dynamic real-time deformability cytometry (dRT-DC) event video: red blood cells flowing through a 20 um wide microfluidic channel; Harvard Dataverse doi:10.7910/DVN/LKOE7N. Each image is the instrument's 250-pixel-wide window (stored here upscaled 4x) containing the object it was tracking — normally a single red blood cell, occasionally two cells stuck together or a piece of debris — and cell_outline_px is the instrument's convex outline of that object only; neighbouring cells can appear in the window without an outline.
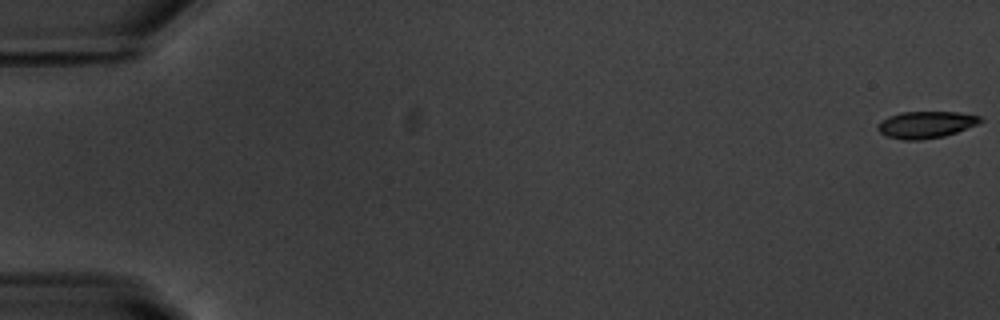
{"species": "common noctule bat (a hibernating species)", "species_latin": "Nyctalus noctula", "temperature_condition": "warm", "stored_images_in_passage": 55, "camera_frame_rate_fps": 3000, "um_per_image_px": 0.085, "animal": {"sex": "male", "body_mass_g": 20.1, "forearm_length_mm": 53.5}, "frame": {"image": 1, "passage_image": 1, "time_ms": 0.0, "image_size_px": [1000, 320], "cell_outline_px": [[984, 120], [976, 124], [956, 132], [944, 136], [920, 140], [904, 140], [888, 136], [880, 132], [876, 128], [888, 116], [900, 112], [960, 112], [980, 116]], "centroid_in_image_um": [78.72, 10.59], "position_along_channel_um": 6.3, "area_um2": 15.84}}
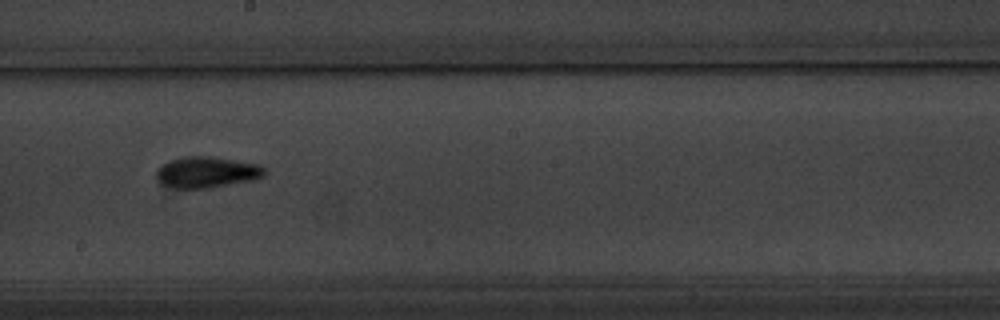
{"frame": {"image": 2, "passage_image": 32, "time_ms": 10.333, "image_size_px": [1000, 320], "cell_outline_px": [[268, 172], [264, 176], [252, 180], [208, 188], [176, 188], [164, 184], [156, 176], [156, 172], [168, 160], [184, 156], [212, 156], [260, 164]], "centroid_in_image_um": [17.63, 14.62], "position_along_channel_um": 230.6, "area_um2": 19.54}}
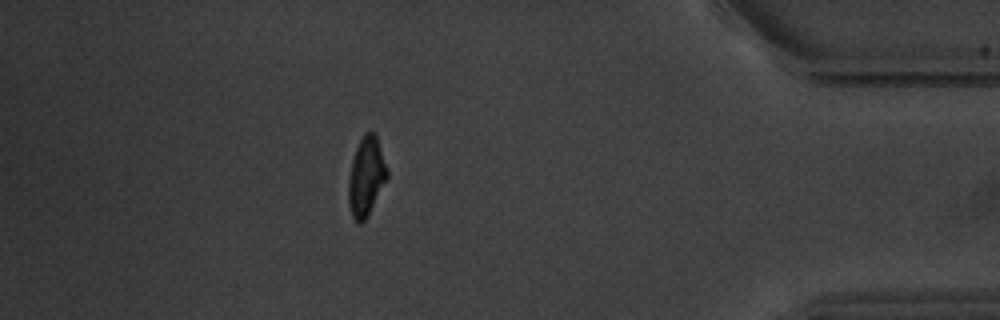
{"frame": {"image": 3, "passage_image": 49, "time_ms": 16.0, "image_size_px": [1000, 320], "cell_outline_px": [[388, 176], [368, 216], [360, 224], [352, 216], [348, 204], [348, 184], [352, 160], [356, 148], [364, 132], [376, 132], [388, 168]], "centroid_in_image_um": [31.14, 14.98], "position_along_channel_um": 404.1, "area_um2": 17.86}, "authors_computed_cell_mechanics": {"area_um2": 17.5712, "velocity_mm_per_s": 3.7582, "shape_relaxation_time_tau1_ms": 3.0367, "shape_relaxation_time_tau2_ms": 4.1324, "deformation_change_tau1": 0.1603, "deformation_change_tau2": 0.106}}